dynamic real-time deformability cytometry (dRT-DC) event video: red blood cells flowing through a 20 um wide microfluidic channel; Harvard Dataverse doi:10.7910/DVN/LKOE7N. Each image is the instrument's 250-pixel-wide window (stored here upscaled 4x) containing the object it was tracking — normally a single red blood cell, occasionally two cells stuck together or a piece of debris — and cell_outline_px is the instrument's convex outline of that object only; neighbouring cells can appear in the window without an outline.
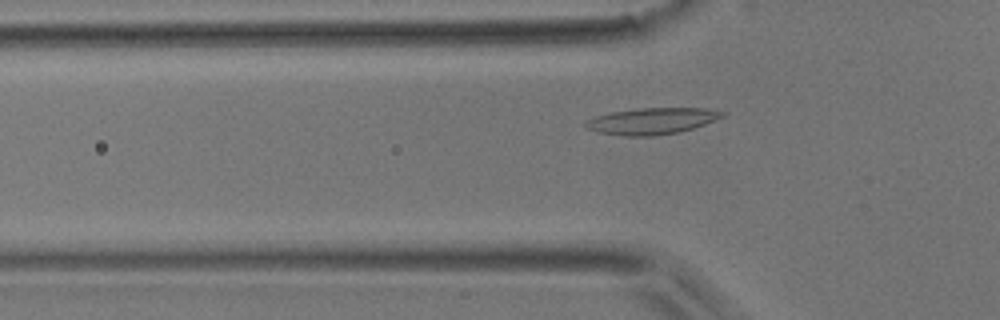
{"species": "common noctule bat (a hibernating species)", "species_latin": "Nyctalus noctula", "temperature_condition": "room temperature", "stored_images_in_passage": 50, "camera_frame_rate_fps": 3000, "um_per_image_px": 0.085, "animal": {"sex": "male", "body_mass_g": 17.9}, "frame": {"image": 1, "passage_image": 14, "time_ms": 4.333, "image_size_px": [1000, 320], "cell_outline_px": [[728, 112], [724, 116], [716, 120], [692, 128], [676, 132], [652, 136], [624, 136], [600, 132], [584, 128], [580, 124], [584, 120], [596, 116], [612, 112], [636, 108], [708, 108]], "centroid_in_image_um": [55.37, 10.28], "position_along_channel_um": 70.4, "area_um2": 21.21}}
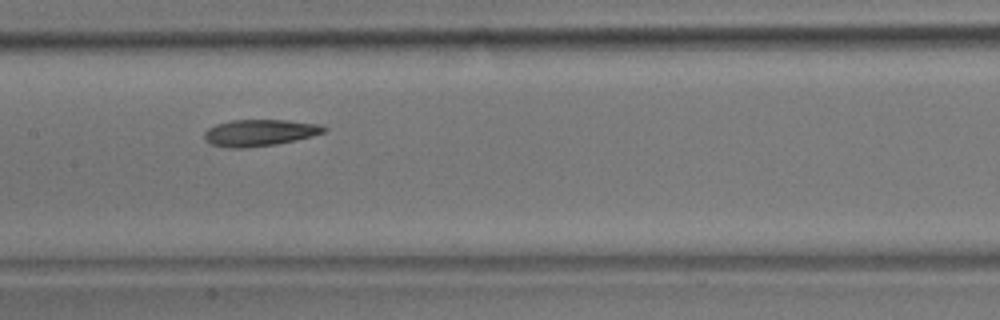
{"frame": {"image": 2, "passage_image": 23, "time_ms": 7.333, "image_size_px": [1000, 320], "cell_outline_px": [[328, 128], [324, 132], [312, 136], [296, 140], [276, 144], [244, 148], [232, 148], [212, 144], [204, 140], [204, 132], [208, 128], [216, 124], [232, 120], [288, 120], [320, 124]], "centroid_in_image_um": [22.07, 11.27], "position_along_channel_um": 185.3, "area_um2": 18.55}}
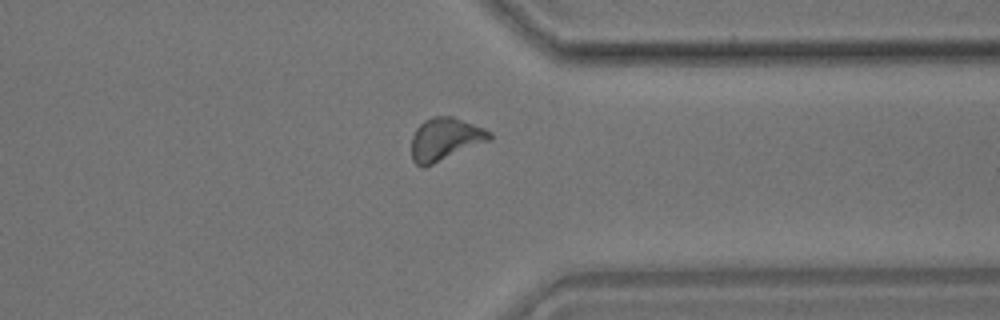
{"frame": {"image": 3, "passage_image": 38, "time_ms": 12.333, "image_size_px": [1000, 320], "cell_outline_px": [[492, 140], [424, 168], [420, 168], [412, 160], [412, 136], [416, 128], [424, 120], [432, 116], [452, 116], [484, 128], [492, 132]], "centroid_in_image_um": [37.84, 11.84], "position_along_channel_um": 373.6, "area_um2": 19.71}, "authors_computed_cell_mechanics": {"area_um2": 18.6694, "velocity_mm_per_s": 3.8225, "shape_relaxation_time_tau1_ms": 3.2839, "shape_relaxation_time_tau2_ms": null, "deformation_change_tau1": 0.1, "deformation_change_tau2": null}}